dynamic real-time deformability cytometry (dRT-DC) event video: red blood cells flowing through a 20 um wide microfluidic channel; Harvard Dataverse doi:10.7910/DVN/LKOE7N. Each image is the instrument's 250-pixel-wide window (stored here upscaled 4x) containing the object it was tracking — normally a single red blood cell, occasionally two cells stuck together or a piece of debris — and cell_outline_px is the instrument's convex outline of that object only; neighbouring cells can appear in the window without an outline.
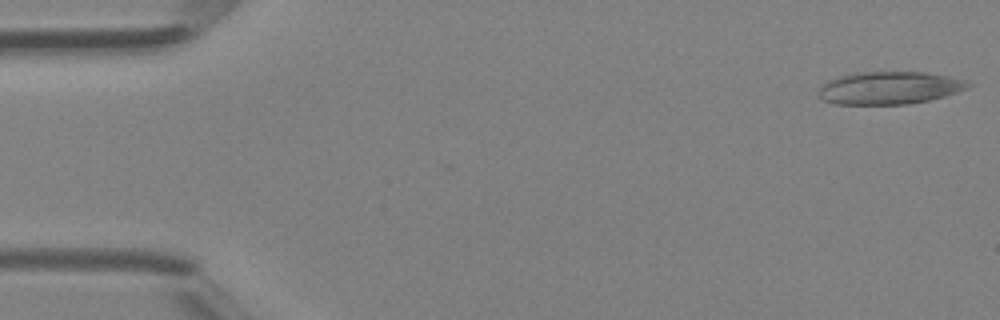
{"species": "Egyptian fruit bat (a non-hibernating species)", "species_latin": "Rousettus aegyptiacus", "temperature_condition": "room temperature", "stored_images_in_passage": 46, "camera_frame_rate_fps": 3000, "um_per_image_px": 0.085, "animal": {"sex": "female"}, "frame": {"image": 1, "passage_image": 1, "time_ms": 0.0, "image_size_px": [1000, 320], "cell_outline_px": [[972, 84], [968, 88], [944, 96], [928, 100], [908, 104], [832, 104], [820, 100], [820, 88], [828, 80], [840, 76], [856, 72], [924, 72], [948, 76], [968, 80]], "centroid_in_image_um": [75.6, 7.47], "position_along_channel_um": 9.4, "area_um2": 28.44}}
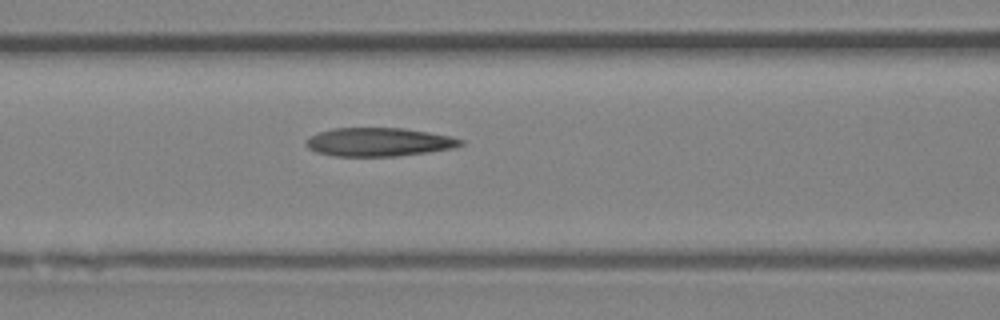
{"frame": {"image": 2, "passage_image": 19, "time_ms": 6.0, "image_size_px": [1000, 320], "cell_outline_px": [[464, 144], [452, 148], [396, 156], [332, 156], [316, 152], [308, 148], [304, 144], [304, 140], [308, 136], [332, 128], [404, 128], [428, 132], [448, 136], [464, 140]], "centroid_in_image_um": [32.12, 12.07], "position_along_channel_um": 134.5, "area_um2": 25.66}}
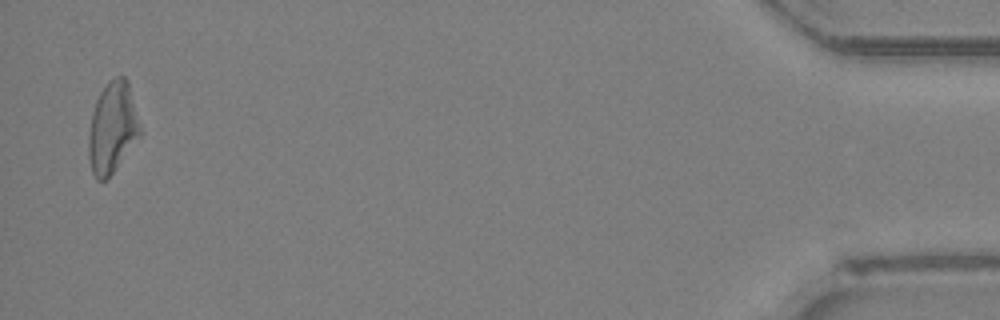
{"frame": {"image": 3, "passage_image": 45, "time_ms": 14.667, "image_size_px": [1000, 320], "cell_outline_px": [[140, 132], [112, 172], [104, 180], [96, 180], [92, 172], [88, 156], [88, 136], [92, 112], [96, 100], [100, 92], [108, 80], [116, 76], [124, 76], [128, 80], [140, 128]], "centroid_in_image_um": [9.5, 10.8], "position_along_channel_um": 425.7, "area_um2": 26.59}, "authors_computed_cell_mechanics": {"area_um2": 26.6747, "velocity_mm_per_s": 4.4155, "shape_relaxation_time_tau1_ms": null, "shape_relaxation_time_tau2_ms": 3.8476, "deformation_change_tau1": null, "deformation_change_tau2": 0.1635}}